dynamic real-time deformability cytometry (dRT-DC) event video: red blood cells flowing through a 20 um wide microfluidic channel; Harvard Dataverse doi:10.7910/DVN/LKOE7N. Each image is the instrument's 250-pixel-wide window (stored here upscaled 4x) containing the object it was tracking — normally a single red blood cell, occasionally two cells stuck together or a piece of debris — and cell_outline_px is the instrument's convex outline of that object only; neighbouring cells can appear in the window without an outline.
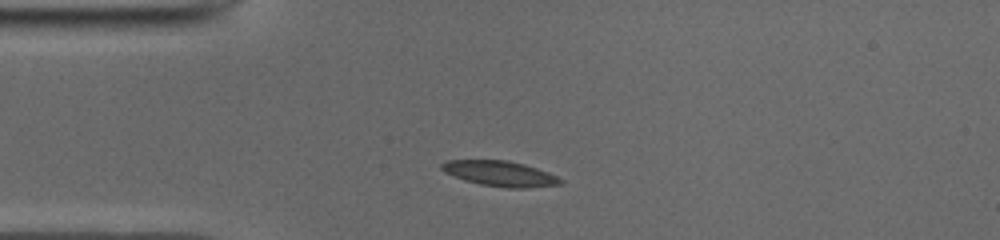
{"species": "common noctule bat (a hibernating species)", "species_latin": "Nyctalus noctula", "temperature_condition": "cold", "stored_images_in_passage": 39, "camera_frame_rate_fps": 3000, "um_per_image_px": 0.085, "animal": {"sex": "male", "body_mass_g": 19.0, "forearm_length_mm": 50.8}, "frame": {"image": 1, "passage_image": 1, "time_ms": 0.0, "image_size_px": [1000, 240], "cell_outline_px": [[564, 184], [528, 188], [508, 188], [480, 184], [464, 180], [444, 172], [440, 168], [440, 164], [444, 160], [508, 160], [524, 164], [548, 172], [564, 180]], "centroid_in_image_um": [42.5, 14.75], "position_along_channel_um": 42.5, "area_um2": 17.69}}
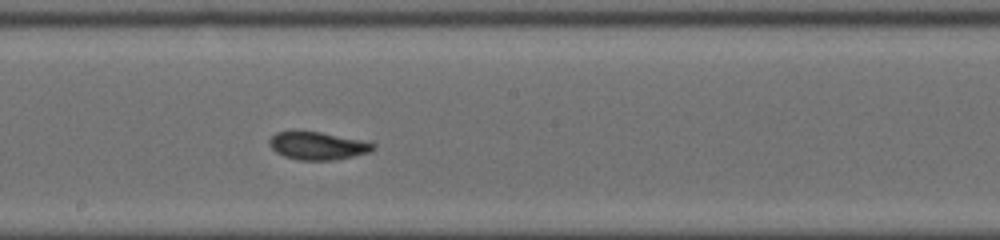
{"frame": {"image": 2, "passage_image": 16, "time_ms": 5.0, "image_size_px": [1000, 240], "cell_outline_px": [[376, 148], [368, 152], [352, 156], [332, 160], [300, 160], [284, 156], [276, 152], [268, 144], [268, 140], [276, 132], [320, 132], [368, 140], [376, 144]], "centroid_in_image_um": [27.04, 12.38], "position_along_channel_um": 221.2, "area_um2": 16.82}}
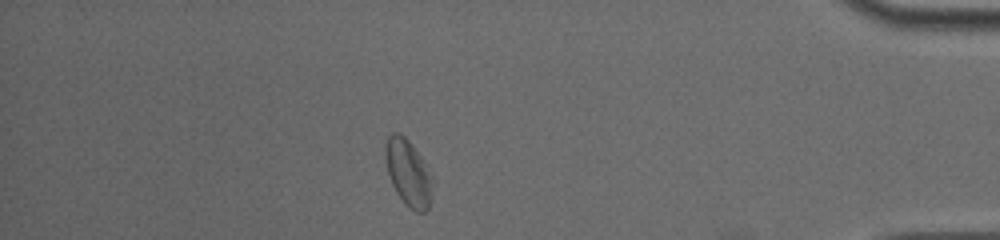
{"frame": {"image": 3, "passage_image": 33, "time_ms": 10.667, "image_size_px": [1000, 240], "cell_outline_px": [[436, 180], [432, 196], [428, 208], [424, 212], [416, 212], [396, 192], [392, 184], [388, 172], [384, 156], [384, 148], [388, 136], [392, 132], [400, 132], [412, 144]], "centroid_in_image_um": [34.74, 14.66], "position_along_channel_um": 400.5, "area_um2": 18.44}, "authors_computed_cell_mechanics": {"area_um2": 17.2822, "velocity_mm_per_s": 3.9237, "shape_relaxation_time_tau1_ms": 3.8344, "shape_relaxation_time_tau2_ms": 2.9994, "deformation_change_tau1": 0.1198, "deformation_change_tau2": 0.0555}}